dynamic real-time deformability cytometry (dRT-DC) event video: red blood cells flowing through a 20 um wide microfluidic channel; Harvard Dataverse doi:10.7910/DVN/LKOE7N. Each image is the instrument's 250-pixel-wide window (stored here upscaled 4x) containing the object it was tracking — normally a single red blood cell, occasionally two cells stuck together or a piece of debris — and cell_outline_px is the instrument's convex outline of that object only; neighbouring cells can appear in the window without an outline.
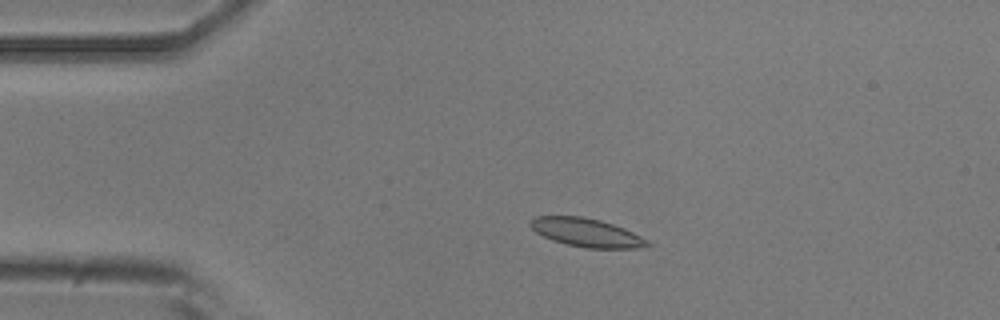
{"species": "common noctule bat (a hibernating species)", "species_latin": "Nyctalus noctula", "temperature_condition": "room temperature", "stored_images_in_passage": 51, "camera_frame_rate_fps": 3000, "um_per_image_px": 0.085, "animal": {"sex": "male", "body_mass_g": 20.5, "forearm_length_mm": 52.5}, "frame": {"image": 1, "passage_image": 10, "time_ms": 3.0, "image_size_px": [1000, 320], "cell_outline_px": [[652, 244], [648, 248], [584, 248], [552, 240], [536, 232], [528, 224], [536, 216], [580, 216], [600, 220], [624, 228], [648, 240]], "centroid_in_image_um": [49.89, 19.78], "position_along_channel_um": 35.1, "area_um2": 19.36}}
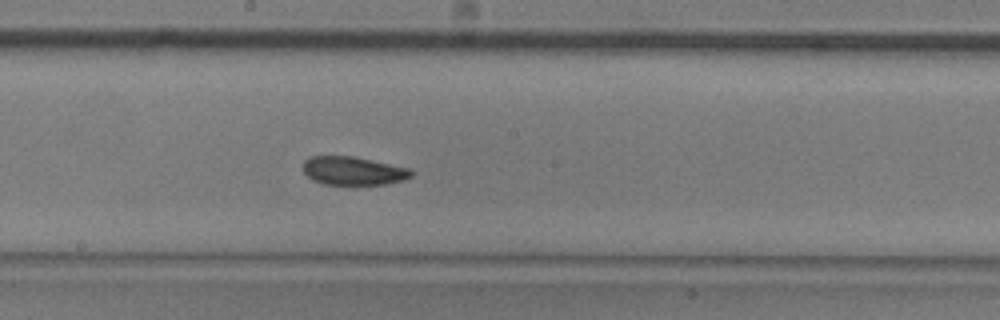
{"frame": {"image": 2, "passage_image": 27, "time_ms": 8.667, "image_size_px": [1000, 320], "cell_outline_px": [[416, 172], [412, 176], [404, 180], [384, 184], [324, 184], [312, 180], [304, 172], [304, 160], [308, 156], [352, 156], [412, 168]], "centroid_in_image_um": [30.07, 14.51], "position_along_channel_um": 218.1, "area_um2": 18.03}}
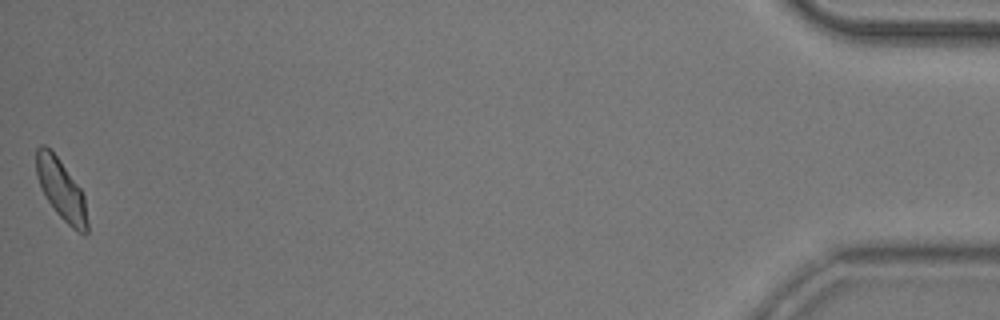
{"frame": {"image": 3, "passage_image": 51, "time_ms": 16.667, "image_size_px": [1000, 320], "cell_outline_px": [[88, 232], [84, 236], [72, 228], [56, 212], [48, 200], [36, 176], [36, 148], [40, 144], [44, 144], [56, 156], [80, 188], [84, 196], [88, 220]], "centroid_in_image_um": [5.22, 16.14], "position_along_channel_um": 430.0, "area_um2": 17.74}, "authors_computed_cell_mechanics": {"area_um2": 18.6694, "velocity_mm_per_s": 3.8616, "shape_relaxation_time_tau1_ms": 4.8434, "shape_relaxation_time_tau2_ms": 4.2465, "deformation_change_tau1": 0.0963, "deformation_change_tau2": 0.0827}}